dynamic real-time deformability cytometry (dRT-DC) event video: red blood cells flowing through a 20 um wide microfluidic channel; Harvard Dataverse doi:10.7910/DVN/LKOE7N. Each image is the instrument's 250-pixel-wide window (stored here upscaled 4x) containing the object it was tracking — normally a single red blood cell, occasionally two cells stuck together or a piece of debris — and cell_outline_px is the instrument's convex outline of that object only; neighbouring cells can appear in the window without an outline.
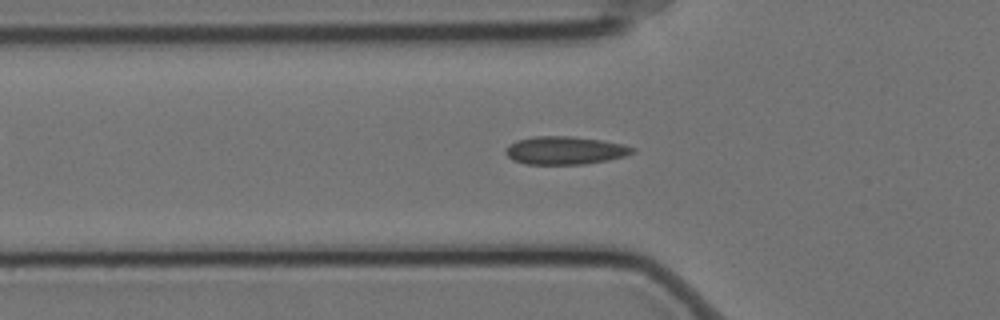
{"species": "Egyptian fruit bat (a non-hibernating species)", "species_latin": "Rousettus aegyptiacus", "temperature_condition": "cold", "stored_images_in_passage": 55, "camera_frame_rate_fps": 3000, "um_per_image_px": 0.085, "animal": {"sex": "female"}, "frame": {"image": 1, "passage_image": 17, "time_ms": 5.333, "image_size_px": [1000, 320], "cell_outline_px": [[636, 152], [624, 156], [608, 160], [584, 164], [524, 164], [512, 160], [504, 152], [504, 148], [508, 144], [516, 140], [532, 136], [572, 136], [600, 140], [624, 144], [636, 148]], "centroid_in_image_um": [47.99, 12.78], "position_along_channel_um": 77.8, "area_um2": 20.98}}
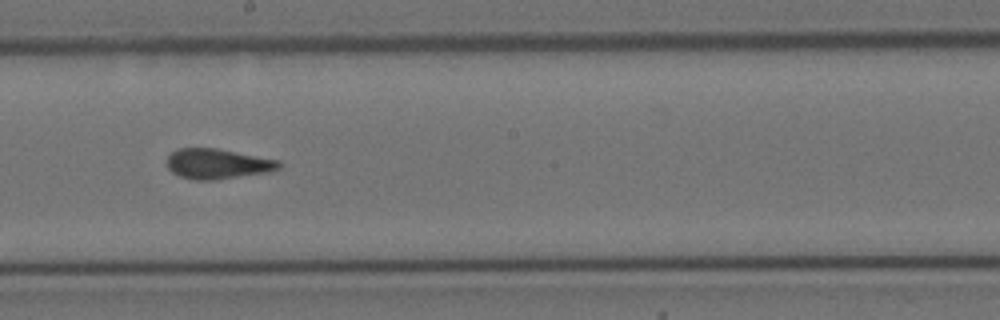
{"frame": {"image": 2, "passage_image": 30, "time_ms": 9.667, "image_size_px": [1000, 320], "cell_outline_px": [[284, 164], [280, 168], [272, 172], [216, 180], [196, 180], [180, 176], [172, 172], [168, 168], [168, 156], [172, 152], [180, 148], [216, 148], [280, 160]], "centroid_in_image_um": [18.57, 13.93], "position_along_channel_um": 229.6, "area_um2": 19.88}}
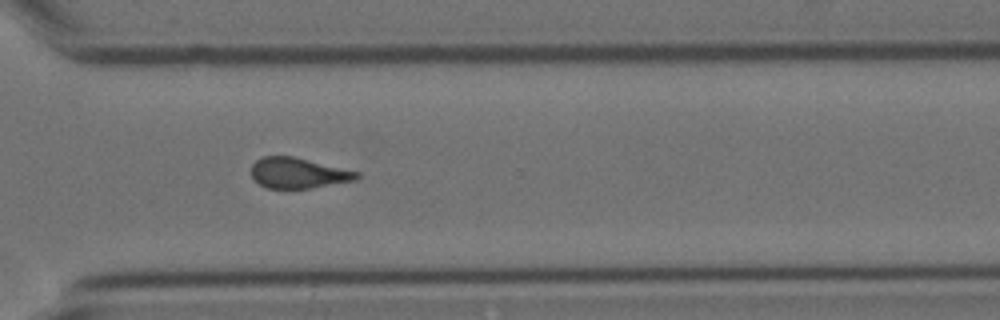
{"frame": {"image": 3, "passage_image": 40, "time_ms": 13.0, "image_size_px": [1000, 320], "cell_outline_px": [[360, 176], [356, 180], [312, 188], [268, 188], [260, 184], [252, 176], [252, 164], [260, 156], [292, 156], [360, 172]], "centroid_in_image_um": [25.36, 14.7], "position_along_channel_um": 345.2, "area_um2": 18.67}, "authors_computed_cell_mechanics": {"area_um2": 19.8832, "velocity_mm_per_s": 3.4863, "shape_relaxation_time_tau1_ms": null, "shape_relaxation_time_tau2_ms": 1.6209, "deformation_change_tau1": null, "deformation_change_tau2": 0.0603}}